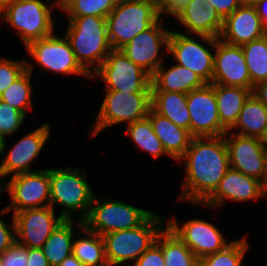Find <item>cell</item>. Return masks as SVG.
I'll return each mask as SVG.
<instances>
[{
    "label": "cell",
    "instance_id": "obj_1",
    "mask_svg": "<svg viewBox=\"0 0 267 266\" xmlns=\"http://www.w3.org/2000/svg\"><path fill=\"white\" fill-rule=\"evenodd\" d=\"M225 136L193 137L181 159H185L184 199L203 204L217 189L230 168ZM202 139L207 140L206 143Z\"/></svg>",
    "mask_w": 267,
    "mask_h": 266
},
{
    "label": "cell",
    "instance_id": "obj_2",
    "mask_svg": "<svg viewBox=\"0 0 267 266\" xmlns=\"http://www.w3.org/2000/svg\"><path fill=\"white\" fill-rule=\"evenodd\" d=\"M65 36L70 42L77 62L92 77L94 74L88 66L97 64L95 72L112 50L106 18L92 15L69 16V26ZM83 60H87V66Z\"/></svg>",
    "mask_w": 267,
    "mask_h": 266
},
{
    "label": "cell",
    "instance_id": "obj_3",
    "mask_svg": "<svg viewBox=\"0 0 267 266\" xmlns=\"http://www.w3.org/2000/svg\"><path fill=\"white\" fill-rule=\"evenodd\" d=\"M160 15L156 0H118L106 17L112 49L120 50L159 20Z\"/></svg>",
    "mask_w": 267,
    "mask_h": 266
},
{
    "label": "cell",
    "instance_id": "obj_4",
    "mask_svg": "<svg viewBox=\"0 0 267 266\" xmlns=\"http://www.w3.org/2000/svg\"><path fill=\"white\" fill-rule=\"evenodd\" d=\"M162 219L152 213L140 226L109 232L102 236L106 259L109 266L121 264L130 259L136 261L155 242L162 229L155 224H162ZM158 229V230H157Z\"/></svg>",
    "mask_w": 267,
    "mask_h": 266
},
{
    "label": "cell",
    "instance_id": "obj_5",
    "mask_svg": "<svg viewBox=\"0 0 267 266\" xmlns=\"http://www.w3.org/2000/svg\"><path fill=\"white\" fill-rule=\"evenodd\" d=\"M3 20L16 27L27 46L30 42L53 34L51 10L40 0H4L0 13Z\"/></svg>",
    "mask_w": 267,
    "mask_h": 266
},
{
    "label": "cell",
    "instance_id": "obj_6",
    "mask_svg": "<svg viewBox=\"0 0 267 266\" xmlns=\"http://www.w3.org/2000/svg\"><path fill=\"white\" fill-rule=\"evenodd\" d=\"M79 170L70 169H52L49 170L50 180V206L58 203L65 207L61 215L67 219H72L68 211L87 210L81 218L84 220L90 210L93 200V194L85 177L79 174ZM81 175V176H80ZM67 208V210H66Z\"/></svg>",
    "mask_w": 267,
    "mask_h": 266
},
{
    "label": "cell",
    "instance_id": "obj_7",
    "mask_svg": "<svg viewBox=\"0 0 267 266\" xmlns=\"http://www.w3.org/2000/svg\"><path fill=\"white\" fill-rule=\"evenodd\" d=\"M98 201L93 197L87 217L82 220L83 226L103 236L109 232L127 230L140 226L152 212L143 210L120 201Z\"/></svg>",
    "mask_w": 267,
    "mask_h": 266
},
{
    "label": "cell",
    "instance_id": "obj_8",
    "mask_svg": "<svg viewBox=\"0 0 267 266\" xmlns=\"http://www.w3.org/2000/svg\"><path fill=\"white\" fill-rule=\"evenodd\" d=\"M95 72L107 83V90L151 93V76L121 50L112 49Z\"/></svg>",
    "mask_w": 267,
    "mask_h": 266
},
{
    "label": "cell",
    "instance_id": "obj_9",
    "mask_svg": "<svg viewBox=\"0 0 267 266\" xmlns=\"http://www.w3.org/2000/svg\"><path fill=\"white\" fill-rule=\"evenodd\" d=\"M151 109V93H129L117 90H107L101 104L93 135L103 128L122 121L129 124L143 119Z\"/></svg>",
    "mask_w": 267,
    "mask_h": 266
},
{
    "label": "cell",
    "instance_id": "obj_10",
    "mask_svg": "<svg viewBox=\"0 0 267 266\" xmlns=\"http://www.w3.org/2000/svg\"><path fill=\"white\" fill-rule=\"evenodd\" d=\"M201 37L216 48L212 83L253 89L241 46L228 44L215 37Z\"/></svg>",
    "mask_w": 267,
    "mask_h": 266
},
{
    "label": "cell",
    "instance_id": "obj_11",
    "mask_svg": "<svg viewBox=\"0 0 267 266\" xmlns=\"http://www.w3.org/2000/svg\"><path fill=\"white\" fill-rule=\"evenodd\" d=\"M187 106L193 137H218L228 133L220 122L213 83L187 93Z\"/></svg>",
    "mask_w": 267,
    "mask_h": 266
},
{
    "label": "cell",
    "instance_id": "obj_12",
    "mask_svg": "<svg viewBox=\"0 0 267 266\" xmlns=\"http://www.w3.org/2000/svg\"><path fill=\"white\" fill-rule=\"evenodd\" d=\"M6 188L13 203L2 210L3 214L12 208L15 209L14 212H19L50 206L49 170L13 175ZM45 200L46 205L38 206Z\"/></svg>",
    "mask_w": 267,
    "mask_h": 266
},
{
    "label": "cell",
    "instance_id": "obj_13",
    "mask_svg": "<svg viewBox=\"0 0 267 266\" xmlns=\"http://www.w3.org/2000/svg\"><path fill=\"white\" fill-rule=\"evenodd\" d=\"M26 48L34 57L33 59L45 69L57 73H78L91 77L77 62L66 36L60 39L51 34L45 38L30 42Z\"/></svg>",
    "mask_w": 267,
    "mask_h": 266
},
{
    "label": "cell",
    "instance_id": "obj_14",
    "mask_svg": "<svg viewBox=\"0 0 267 266\" xmlns=\"http://www.w3.org/2000/svg\"><path fill=\"white\" fill-rule=\"evenodd\" d=\"M65 220L60 214L57 218L54 216L53 207L25 209L14 212L13 228L22 238L27 248H42L52 232Z\"/></svg>",
    "mask_w": 267,
    "mask_h": 266
},
{
    "label": "cell",
    "instance_id": "obj_15",
    "mask_svg": "<svg viewBox=\"0 0 267 266\" xmlns=\"http://www.w3.org/2000/svg\"><path fill=\"white\" fill-rule=\"evenodd\" d=\"M158 22L157 20L120 49L129 60L145 70L150 76L162 65L161 60H157L158 50L162 44L168 49L171 32L162 29V24Z\"/></svg>",
    "mask_w": 267,
    "mask_h": 266
},
{
    "label": "cell",
    "instance_id": "obj_16",
    "mask_svg": "<svg viewBox=\"0 0 267 266\" xmlns=\"http://www.w3.org/2000/svg\"><path fill=\"white\" fill-rule=\"evenodd\" d=\"M169 229L186 244L198 259L225 249L229 244L212 224L202 220H190L180 228L174 219L167 222Z\"/></svg>",
    "mask_w": 267,
    "mask_h": 266
},
{
    "label": "cell",
    "instance_id": "obj_17",
    "mask_svg": "<svg viewBox=\"0 0 267 266\" xmlns=\"http://www.w3.org/2000/svg\"><path fill=\"white\" fill-rule=\"evenodd\" d=\"M225 141L230 167L232 165L231 168L262 181L265 188L264 146L261 139L234 134Z\"/></svg>",
    "mask_w": 267,
    "mask_h": 266
},
{
    "label": "cell",
    "instance_id": "obj_18",
    "mask_svg": "<svg viewBox=\"0 0 267 266\" xmlns=\"http://www.w3.org/2000/svg\"><path fill=\"white\" fill-rule=\"evenodd\" d=\"M167 50L175 56L178 65L192 70L206 83H212L214 55L200 43L184 34L172 31Z\"/></svg>",
    "mask_w": 267,
    "mask_h": 266
},
{
    "label": "cell",
    "instance_id": "obj_19",
    "mask_svg": "<svg viewBox=\"0 0 267 266\" xmlns=\"http://www.w3.org/2000/svg\"><path fill=\"white\" fill-rule=\"evenodd\" d=\"M265 194L267 190L261 181L230 167L215 192L203 204L219 207L226 198L245 201L262 197Z\"/></svg>",
    "mask_w": 267,
    "mask_h": 266
},
{
    "label": "cell",
    "instance_id": "obj_20",
    "mask_svg": "<svg viewBox=\"0 0 267 266\" xmlns=\"http://www.w3.org/2000/svg\"><path fill=\"white\" fill-rule=\"evenodd\" d=\"M255 7L239 6L223 20L219 38L231 45L242 46L266 35Z\"/></svg>",
    "mask_w": 267,
    "mask_h": 266
},
{
    "label": "cell",
    "instance_id": "obj_21",
    "mask_svg": "<svg viewBox=\"0 0 267 266\" xmlns=\"http://www.w3.org/2000/svg\"><path fill=\"white\" fill-rule=\"evenodd\" d=\"M49 125L44 124L23 137L9 152L0 165V177L31 172L30 162L36 158L49 137Z\"/></svg>",
    "mask_w": 267,
    "mask_h": 266
},
{
    "label": "cell",
    "instance_id": "obj_22",
    "mask_svg": "<svg viewBox=\"0 0 267 266\" xmlns=\"http://www.w3.org/2000/svg\"><path fill=\"white\" fill-rule=\"evenodd\" d=\"M175 16L200 36L219 38L223 28V19L208 0H190Z\"/></svg>",
    "mask_w": 267,
    "mask_h": 266
},
{
    "label": "cell",
    "instance_id": "obj_23",
    "mask_svg": "<svg viewBox=\"0 0 267 266\" xmlns=\"http://www.w3.org/2000/svg\"><path fill=\"white\" fill-rule=\"evenodd\" d=\"M147 116L150 118L154 133L162 142L166 154L181 160L193 138L190 131L175 125L171 120L159 115L152 108Z\"/></svg>",
    "mask_w": 267,
    "mask_h": 266
},
{
    "label": "cell",
    "instance_id": "obj_24",
    "mask_svg": "<svg viewBox=\"0 0 267 266\" xmlns=\"http://www.w3.org/2000/svg\"><path fill=\"white\" fill-rule=\"evenodd\" d=\"M205 84L206 82L198 74L178 64L167 71H163L161 65L151 76V91H175L187 94Z\"/></svg>",
    "mask_w": 267,
    "mask_h": 266
},
{
    "label": "cell",
    "instance_id": "obj_25",
    "mask_svg": "<svg viewBox=\"0 0 267 266\" xmlns=\"http://www.w3.org/2000/svg\"><path fill=\"white\" fill-rule=\"evenodd\" d=\"M221 125L229 131L234 128L242 107L252 89L213 84Z\"/></svg>",
    "mask_w": 267,
    "mask_h": 266
},
{
    "label": "cell",
    "instance_id": "obj_26",
    "mask_svg": "<svg viewBox=\"0 0 267 266\" xmlns=\"http://www.w3.org/2000/svg\"><path fill=\"white\" fill-rule=\"evenodd\" d=\"M151 108L175 125L190 131L187 94L175 91H151Z\"/></svg>",
    "mask_w": 267,
    "mask_h": 266
},
{
    "label": "cell",
    "instance_id": "obj_27",
    "mask_svg": "<svg viewBox=\"0 0 267 266\" xmlns=\"http://www.w3.org/2000/svg\"><path fill=\"white\" fill-rule=\"evenodd\" d=\"M158 234L156 243L162 248L165 266H199V259L168 226Z\"/></svg>",
    "mask_w": 267,
    "mask_h": 266
},
{
    "label": "cell",
    "instance_id": "obj_28",
    "mask_svg": "<svg viewBox=\"0 0 267 266\" xmlns=\"http://www.w3.org/2000/svg\"><path fill=\"white\" fill-rule=\"evenodd\" d=\"M236 126L242 130L238 135L261 139L267 128V107L251 94L242 107Z\"/></svg>",
    "mask_w": 267,
    "mask_h": 266
},
{
    "label": "cell",
    "instance_id": "obj_29",
    "mask_svg": "<svg viewBox=\"0 0 267 266\" xmlns=\"http://www.w3.org/2000/svg\"><path fill=\"white\" fill-rule=\"evenodd\" d=\"M73 219L64 220L48 237L42 246V251L50 266H59L60 263L72 254Z\"/></svg>",
    "mask_w": 267,
    "mask_h": 266
},
{
    "label": "cell",
    "instance_id": "obj_30",
    "mask_svg": "<svg viewBox=\"0 0 267 266\" xmlns=\"http://www.w3.org/2000/svg\"><path fill=\"white\" fill-rule=\"evenodd\" d=\"M83 227L84 232L90 235L88 238H81L73 242L72 254L84 265V266H109L106 254L104 241L99 234L87 230L83 226V221L79 225Z\"/></svg>",
    "mask_w": 267,
    "mask_h": 266
},
{
    "label": "cell",
    "instance_id": "obj_31",
    "mask_svg": "<svg viewBox=\"0 0 267 266\" xmlns=\"http://www.w3.org/2000/svg\"><path fill=\"white\" fill-rule=\"evenodd\" d=\"M253 85L267 80V34L241 46Z\"/></svg>",
    "mask_w": 267,
    "mask_h": 266
},
{
    "label": "cell",
    "instance_id": "obj_32",
    "mask_svg": "<svg viewBox=\"0 0 267 266\" xmlns=\"http://www.w3.org/2000/svg\"><path fill=\"white\" fill-rule=\"evenodd\" d=\"M126 134H129L137 145L154 157H160L162 153H166L162 142L153 131L148 116L129 124Z\"/></svg>",
    "mask_w": 267,
    "mask_h": 266
},
{
    "label": "cell",
    "instance_id": "obj_33",
    "mask_svg": "<svg viewBox=\"0 0 267 266\" xmlns=\"http://www.w3.org/2000/svg\"><path fill=\"white\" fill-rule=\"evenodd\" d=\"M32 64L27 63V70L20 75L4 92L0 94V99L8 105H12L24 115V108L31 106V75Z\"/></svg>",
    "mask_w": 267,
    "mask_h": 266
},
{
    "label": "cell",
    "instance_id": "obj_34",
    "mask_svg": "<svg viewBox=\"0 0 267 266\" xmlns=\"http://www.w3.org/2000/svg\"><path fill=\"white\" fill-rule=\"evenodd\" d=\"M118 0H62L60 8L70 16H98L106 18Z\"/></svg>",
    "mask_w": 267,
    "mask_h": 266
},
{
    "label": "cell",
    "instance_id": "obj_35",
    "mask_svg": "<svg viewBox=\"0 0 267 266\" xmlns=\"http://www.w3.org/2000/svg\"><path fill=\"white\" fill-rule=\"evenodd\" d=\"M247 247L245 239L229 243L225 249L199 259V266H240Z\"/></svg>",
    "mask_w": 267,
    "mask_h": 266
},
{
    "label": "cell",
    "instance_id": "obj_36",
    "mask_svg": "<svg viewBox=\"0 0 267 266\" xmlns=\"http://www.w3.org/2000/svg\"><path fill=\"white\" fill-rule=\"evenodd\" d=\"M25 115L12 105L0 99V135L14 133L23 122Z\"/></svg>",
    "mask_w": 267,
    "mask_h": 266
},
{
    "label": "cell",
    "instance_id": "obj_37",
    "mask_svg": "<svg viewBox=\"0 0 267 266\" xmlns=\"http://www.w3.org/2000/svg\"><path fill=\"white\" fill-rule=\"evenodd\" d=\"M27 70L24 62L0 58V94Z\"/></svg>",
    "mask_w": 267,
    "mask_h": 266
},
{
    "label": "cell",
    "instance_id": "obj_38",
    "mask_svg": "<svg viewBox=\"0 0 267 266\" xmlns=\"http://www.w3.org/2000/svg\"><path fill=\"white\" fill-rule=\"evenodd\" d=\"M0 260L3 266H27V247L15 242L0 254Z\"/></svg>",
    "mask_w": 267,
    "mask_h": 266
},
{
    "label": "cell",
    "instance_id": "obj_39",
    "mask_svg": "<svg viewBox=\"0 0 267 266\" xmlns=\"http://www.w3.org/2000/svg\"><path fill=\"white\" fill-rule=\"evenodd\" d=\"M134 266H165L162 248L155 242L135 261Z\"/></svg>",
    "mask_w": 267,
    "mask_h": 266
},
{
    "label": "cell",
    "instance_id": "obj_40",
    "mask_svg": "<svg viewBox=\"0 0 267 266\" xmlns=\"http://www.w3.org/2000/svg\"><path fill=\"white\" fill-rule=\"evenodd\" d=\"M208 2L223 20L241 6L239 0H208Z\"/></svg>",
    "mask_w": 267,
    "mask_h": 266
},
{
    "label": "cell",
    "instance_id": "obj_41",
    "mask_svg": "<svg viewBox=\"0 0 267 266\" xmlns=\"http://www.w3.org/2000/svg\"><path fill=\"white\" fill-rule=\"evenodd\" d=\"M189 1L190 0H156V3L159 7L160 14L166 11L175 16Z\"/></svg>",
    "mask_w": 267,
    "mask_h": 266
},
{
    "label": "cell",
    "instance_id": "obj_42",
    "mask_svg": "<svg viewBox=\"0 0 267 266\" xmlns=\"http://www.w3.org/2000/svg\"><path fill=\"white\" fill-rule=\"evenodd\" d=\"M16 240L12 230L0 219V254L9 249Z\"/></svg>",
    "mask_w": 267,
    "mask_h": 266
},
{
    "label": "cell",
    "instance_id": "obj_43",
    "mask_svg": "<svg viewBox=\"0 0 267 266\" xmlns=\"http://www.w3.org/2000/svg\"><path fill=\"white\" fill-rule=\"evenodd\" d=\"M27 266H50L41 248H27Z\"/></svg>",
    "mask_w": 267,
    "mask_h": 266
},
{
    "label": "cell",
    "instance_id": "obj_44",
    "mask_svg": "<svg viewBox=\"0 0 267 266\" xmlns=\"http://www.w3.org/2000/svg\"><path fill=\"white\" fill-rule=\"evenodd\" d=\"M252 94L267 107V80L255 84Z\"/></svg>",
    "mask_w": 267,
    "mask_h": 266
},
{
    "label": "cell",
    "instance_id": "obj_45",
    "mask_svg": "<svg viewBox=\"0 0 267 266\" xmlns=\"http://www.w3.org/2000/svg\"><path fill=\"white\" fill-rule=\"evenodd\" d=\"M257 14L261 19L262 26L267 32V0L260 1L256 6Z\"/></svg>",
    "mask_w": 267,
    "mask_h": 266
},
{
    "label": "cell",
    "instance_id": "obj_46",
    "mask_svg": "<svg viewBox=\"0 0 267 266\" xmlns=\"http://www.w3.org/2000/svg\"><path fill=\"white\" fill-rule=\"evenodd\" d=\"M59 266H84L73 254L67 256Z\"/></svg>",
    "mask_w": 267,
    "mask_h": 266
},
{
    "label": "cell",
    "instance_id": "obj_47",
    "mask_svg": "<svg viewBox=\"0 0 267 266\" xmlns=\"http://www.w3.org/2000/svg\"><path fill=\"white\" fill-rule=\"evenodd\" d=\"M262 0H239L241 6L255 7Z\"/></svg>",
    "mask_w": 267,
    "mask_h": 266
},
{
    "label": "cell",
    "instance_id": "obj_48",
    "mask_svg": "<svg viewBox=\"0 0 267 266\" xmlns=\"http://www.w3.org/2000/svg\"><path fill=\"white\" fill-rule=\"evenodd\" d=\"M265 189L267 190V146H264Z\"/></svg>",
    "mask_w": 267,
    "mask_h": 266
},
{
    "label": "cell",
    "instance_id": "obj_49",
    "mask_svg": "<svg viewBox=\"0 0 267 266\" xmlns=\"http://www.w3.org/2000/svg\"><path fill=\"white\" fill-rule=\"evenodd\" d=\"M5 149V140L2 135H0V153H3V150Z\"/></svg>",
    "mask_w": 267,
    "mask_h": 266
},
{
    "label": "cell",
    "instance_id": "obj_50",
    "mask_svg": "<svg viewBox=\"0 0 267 266\" xmlns=\"http://www.w3.org/2000/svg\"><path fill=\"white\" fill-rule=\"evenodd\" d=\"M261 141H262L263 146H267V128H266L264 136L261 138Z\"/></svg>",
    "mask_w": 267,
    "mask_h": 266
}]
</instances>
